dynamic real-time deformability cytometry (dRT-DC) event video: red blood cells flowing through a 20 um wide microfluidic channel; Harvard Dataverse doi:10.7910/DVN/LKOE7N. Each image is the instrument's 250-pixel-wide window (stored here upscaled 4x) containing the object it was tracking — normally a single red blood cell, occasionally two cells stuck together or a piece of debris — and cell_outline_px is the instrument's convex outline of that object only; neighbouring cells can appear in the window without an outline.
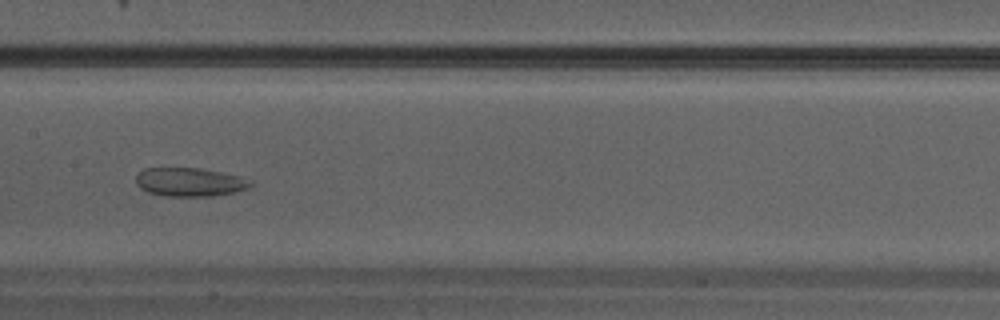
{"species": "Egyptian fruit bat (a non-hibernating species)", "species_latin": "Rousettus aegyptiacus", "temperature_condition": "warm", "stored_images_in_passage": 30, "camera_frame_rate_fps": 3000, "um_per_image_px": 0.085, "animal": {"sex": "male"}, "frame": {"image": 1, "passage_image": 13, "time_ms": 4.0, "image_size_px": [1000, 320], "cell_outline_px": [[252, 184], [248, 188], [232, 192], [212, 196], [164, 196], [148, 192], [140, 188], [136, 184], [136, 176], [144, 168], [200, 168], [240, 176], [252, 180]], "centroid_in_image_um": [16.11, 15.47], "position_along_channel_um": 191.3, "area_um2": 19.07}}